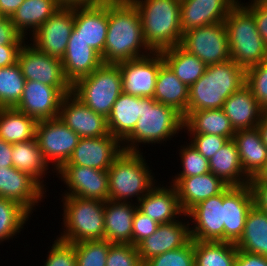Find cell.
I'll use <instances>...</instances> for the list:
<instances>
[{
    "label": "cell",
    "mask_w": 267,
    "mask_h": 266,
    "mask_svg": "<svg viewBox=\"0 0 267 266\" xmlns=\"http://www.w3.org/2000/svg\"><path fill=\"white\" fill-rule=\"evenodd\" d=\"M222 110L235 131L257 127L266 113L246 84L227 98Z\"/></svg>",
    "instance_id": "cell-26"
},
{
    "label": "cell",
    "mask_w": 267,
    "mask_h": 266,
    "mask_svg": "<svg viewBox=\"0 0 267 266\" xmlns=\"http://www.w3.org/2000/svg\"><path fill=\"white\" fill-rule=\"evenodd\" d=\"M64 229L58 239L69 243L105 239L104 201L62 196Z\"/></svg>",
    "instance_id": "cell-7"
},
{
    "label": "cell",
    "mask_w": 267,
    "mask_h": 266,
    "mask_svg": "<svg viewBox=\"0 0 267 266\" xmlns=\"http://www.w3.org/2000/svg\"><path fill=\"white\" fill-rule=\"evenodd\" d=\"M12 162L14 168L27 173L46 189L42 179L44 178L43 175H47L48 172L46 171L50 167L43 157L36 138L12 144Z\"/></svg>",
    "instance_id": "cell-37"
},
{
    "label": "cell",
    "mask_w": 267,
    "mask_h": 266,
    "mask_svg": "<svg viewBox=\"0 0 267 266\" xmlns=\"http://www.w3.org/2000/svg\"><path fill=\"white\" fill-rule=\"evenodd\" d=\"M184 217L190 218L192 240L220 242L224 241L223 192L205 199L191 208Z\"/></svg>",
    "instance_id": "cell-17"
},
{
    "label": "cell",
    "mask_w": 267,
    "mask_h": 266,
    "mask_svg": "<svg viewBox=\"0 0 267 266\" xmlns=\"http://www.w3.org/2000/svg\"><path fill=\"white\" fill-rule=\"evenodd\" d=\"M22 45H0V68L17 63Z\"/></svg>",
    "instance_id": "cell-54"
},
{
    "label": "cell",
    "mask_w": 267,
    "mask_h": 266,
    "mask_svg": "<svg viewBox=\"0 0 267 266\" xmlns=\"http://www.w3.org/2000/svg\"><path fill=\"white\" fill-rule=\"evenodd\" d=\"M122 92V75L118 64L103 63L71 85V93L76 98L106 118Z\"/></svg>",
    "instance_id": "cell-8"
},
{
    "label": "cell",
    "mask_w": 267,
    "mask_h": 266,
    "mask_svg": "<svg viewBox=\"0 0 267 266\" xmlns=\"http://www.w3.org/2000/svg\"><path fill=\"white\" fill-rule=\"evenodd\" d=\"M109 0H58L62 6H74V5H90L103 3Z\"/></svg>",
    "instance_id": "cell-57"
},
{
    "label": "cell",
    "mask_w": 267,
    "mask_h": 266,
    "mask_svg": "<svg viewBox=\"0 0 267 266\" xmlns=\"http://www.w3.org/2000/svg\"><path fill=\"white\" fill-rule=\"evenodd\" d=\"M36 141L44 159L55 173L68 161L80 139L79 135L59 118L38 121Z\"/></svg>",
    "instance_id": "cell-9"
},
{
    "label": "cell",
    "mask_w": 267,
    "mask_h": 266,
    "mask_svg": "<svg viewBox=\"0 0 267 266\" xmlns=\"http://www.w3.org/2000/svg\"><path fill=\"white\" fill-rule=\"evenodd\" d=\"M245 84L267 112V60L246 70Z\"/></svg>",
    "instance_id": "cell-45"
},
{
    "label": "cell",
    "mask_w": 267,
    "mask_h": 266,
    "mask_svg": "<svg viewBox=\"0 0 267 266\" xmlns=\"http://www.w3.org/2000/svg\"><path fill=\"white\" fill-rule=\"evenodd\" d=\"M253 194L254 205L267 213V182L249 181Z\"/></svg>",
    "instance_id": "cell-52"
},
{
    "label": "cell",
    "mask_w": 267,
    "mask_h": 266,
    "mask_svg": "<svg viewBox=\"0 0 267 266\" xmlns=\"http://www.w3.org/2000/svg\"><path fill=\"white\" fill-rule=\"evenodd\" d=\"M73 28L74 6H62L33 33L31 44L49 56L62 59Z\"/></svg>",
    "instance_id": "cell-13"
},
{
    "label": "cell",
    "mask_w": 267,
    "mask_h": 266,
    "mask_svg": "<svg viewBox=\"0 0 267 266\" xmlns=\"http://www.w3.org/2000/svg\"><path fill=\"white\" fill-rule=\"evenodd\" d=\"M170 185H161L162 187L155 185L137 204V208L142 213L158 224L174 222L177 217L179 219L184 215L176 188L174 185Z\"/></svg>",
    "instance_id": "cell-25"
},
{
    "label": "cell",
    "mask_w": 267,
    "mask_h": 266,
    "mask_svg": "<svg viewBox=\"0 0 267 266\" xmlns=\"http://www.w3.org/2000/svg\"><path fill=\"white\" fill-rule=\"evenodd\" d=\"M17 63L26 81H37L55 88H71L65 78L61 59L41 52L31 43L22 45Z\"/></svg>",
    "instance_id": "cell-11"
},
{
    "label": "cell",
    "mask_w": 267,
    "mask_h": 266,
    "mask_svg": "<svg viewBox=\"0 0 267 266\" xmlns=\"http://www.w3.org/2000/svg\"><path fill=\"white\" fill-rule=\"evenodd\" d=\"M254 205L250 185L228 186L223 191L224 242L236 243L244 230L249 210Z\"/></svg>",
    "instance_id": "cell-21"
},
{
    "label": "cell",
    "mask_w": 267,
    "mask_h": 266,
    "mask_svg": "<svg viewBox=\"0 0 267 266\" xmlns=\"http://www.w3.org/2000/svg\"><path fill=\"white\" fill-rule=\"evenodd\" d=\"M143 266H195L194 240L181 248L150 258Z\"/></svg>",
    "instance_id": "cell-44"
},
{
    "label": "cell",
    "mask_w": 267,
    "mask_h": 266,
    "mask_svg": "<svg viewBox=\"0 0 267 266\" xmlns=\"http://www.w3.org/2000/svg\"><path fill=\"white\" fill-rule=\"evenodd\" d=\"M250 181L267 182V160L265 162L264 167L260 170V172L255 177L250 178Z\"/></svg>",
    "instance_id": "cell-59"
},
{
    "label": "cell",
    "mask_w": 267,
    "mask_h": 266,
    "mask_svg": "<svg viewBox=\"0 0 267 266\" xmlns=\"http://www.w3.org/2000/svg\"><path fill=\"white\" fill-rule=\"evenodd\" d=\"M160 52L164 62L188 88L205 73L207 65L180 45L164 49Z\"/></svg>",
    "instance_id": "cell-36"
},
{
    "label": "cell",
    "mask_w": 267,
    "mask_h": 266,
    "mask_svg": "<svg viewBox=\"0 0 267 266\" xmlns=\"http://www.w3.org/2000/svg\"><path fill=\"white\" fill-rule=\"evenodd\" d=\"M108 30V1L74 5V28L69 39H82L101 57Z\"/></svg>",
    "instance_id": "cell-15"
},
{
    "label": "cell",
    "mask_w": 267,
    "mask_h": 266,
    "mask_svg": "<svg viewBox=\"0 0 267 266\" xmlns=\"http://www.w3.org/2000/svg\"><path fill=\"white\" fill-rule=\"evenodd\" d=\"M59 175V176H58ZM68 191L62 196H77L100 201L109 200L108 173L91 167L63 165L57 175Z\"/></svg>",
    "instance_id": "cell-14"
},
{
    "label": "cell",
    "mask_w": 267,
    "mask_h": 266,
    "mask_svg": "<svg viewBox=\"0 0 267 266\" xmlns=\"http://www.w3.org/2000/svg\"><path fill=\"white\" fill-rule=\"evenodd\" d=\"M191 145L210 160L229 140L227 137L214 134H188Z\"/></svg>",
    "instance_id": "cell-48"
},
{
    "label": "cell",
    "mask_w": 267,
    "mask_h": 266,
    "mask_svg": "<svg viewBox=\"0 0 267 266\" xmlns=\"http://www.w3.org/2000/svg\"><path fill=\"white\" fill-rule=\"evenodd\" d=\"M181 130H184V117L180 112L152 97H143L141 117L133 132L122 142V147L124 151L140 152L139 143H163Z\"/></svg>",
    "instance_id": "cell-4"
},
{
    "label": "cell",
    "mask_w": 267,
    "mask_h": 266,
    "mask_svg": "<svg viewBox=\"0 0 267 266\" xmlns=\"http://www.w3.org/2000/svg\"><path fill=\"white\" fill-rule=\"evenodd\" d=\"M210 172L229 186H244L250 178L244 173L238 148L233 139L220 148L209 160Z\"/></svg>",
    "instance_id": "cell-33"
},
{
    "label": "cell",
    "mask_w": 267,
    "mask_h": 266,
    "mask_svg": "<svg viewBox=\"0 0 267 266\" xmlns=\"http://www.w3.org/2000/svg\"><path fill=\"white\" fill-rule=\"evenodd\" d=\"M238 250L267 257V213L255 205L249 210L240 239L235 243Z\"/></svg>",
    "instance_id": "cell-35"
},
{
    "label": "cell",
    "mask_w": 267,
    "mask_h": 266,
    "mask_svg": "<svg viewBox=\"0 0 267 266\" xmlns=\"http://www.w3.org/2000/svg\"><path fill=\"white\" fill-rule=\"evenodd\" d=\"M158 226L156 221L137 208L133 217L132 245L137 246L145 238L151 236Z\"/></svg>",
    "instance_id": "cell-49"
},
{
    "label": "cell",
    "mask_w": 267,
    "mask_h": 266,
    "mask_svg": "<svg viewBox=\"0 0 267 266\" xmlns=\"http://www.w3.org/2000/svg\"><path fill=\"white\" fill-rule=\"evenodd\" d=\"M186 144L187 145H181L179 150L182 171L174 177L185 178L209 173V160L199 153L190 143Z\"/></svg>",
    "instance_id": "cell-43"
},
{
    "label": "cell",
    "mask_w": 267,
    "mask_h": 266,
    "mask_svg": "<svg viewBox=\"0 0 267 266\" xmlns=\"http://www.w3.org/2000/svg\"><path fill=\"white\" fill-rule=\"evenodd\" d=\"M139 11L143 38L153 52L180 45L181 0H130Z\"/></svg>",
    "instance_id": "cell-3"
},
{
    "label": "cell",
    "mask_w": 267,
    "mask_h": 266,
    "mask_svg": "<svg viewBox=\"0 0 267 266\" xmlns=\"http://www.w3.org/2000/svg\"><path fill=\"white\" fill-rule=\"evenodd\" d=\"M137 246L113 243L109 247L106 266H143Z\"/></svg>",
    "instance_id": "cell-46"
},
{
    "label": "cell",
    "mask_w": 267,
    "mask_h": 266,
    "mask_svg": "<svg viewBox=\"0 0 267 266\" xmlns=\"http://www.w3.org/2000/svg\"><path fill=\"white\" fill-rule=\"evenodd\" d=\"M180 46L207 66L231 60L225 22L184 32Z\"/></svg>",
    "instance_id": "cell-10"
},
{
    "label": "cell",
    "mask_w": 267,
    "mask_h": 266,
    "mask_svg": "<svg viewBox=\"0 0 267 266\" xmlns=\"http://www.w3.org/2000/svg\"><path fill=\"white\" fill-rule=\"evenodd\" d=\"M29 217L30 213L19 203L0 197V243L20 233Z\"/></svg>",
    "instance_id": "cell-40"
},
{
    "label": "cell",
    "mask_w": 267,
    "mask_h": 266,
    "mask_svg": "<svg viewBox=\"0 0 267 266\" xmlns=\"http://www.w3.org/2000/svg\"><path fill=\"white\" fill-rule=\"evenodd\" d=\"M237 252L235 243L194 240L195 266H234Z\"/></svg>",
    "instance_id": "cell-39"
},
{
    "label": "cell",
    "mask_w": 267,
    "mask_h": 266,
    "mask_svg": "<svg viewBox=\"0 0 267 266\" xmlns=\"http://www.w3.org/2000/svg\"><path fill=\"white\" fill-rule=\"evenodd\" d=\"M257 128L259 130L263 143L267 147V112L262 116L261 121L257 125Z\"/></svg>",
    "instance_id": "cell-58"
},
{
    "label": "cell",
    "mask_w": 267,
    "mask_h": 266,
    "mask_svg": "<svg viewBox=\"0 0 267 266\" xmlns=\"http://www.w3.org/2000/svg\"><path fill=\"white\" fill-rule=\"evenodd\" d=\"M242 4L253 14L258 32L267 45V0Z\"/></svg>",
    "instance_id": "cell-50"
},
{
    "label": "cell",
    "mask_w": 267,
    "mask_h": 266,
    "mask_svg": "<svg viewBox=\"0 0 267 266\" xmlns=\"http://www.w3.org/2000/svg\"><path fill=\"white\" fill-rule=\"evenodd\" d=\"M112 244L105 239L73 243L77 266H106L109 247Z\"/></svg>",
    "instance_id": "cell-42"
},
{
    "label": "cell",
    "mask_w": 267,
    "mask_h": 266,
    "mask_svg": "<svg viewBox=\"0 0 267 266\" xmlns=\"http://www.w3.org/2000/svg\"><path fill=\"white\" fill-rule=\"evenodd\" d=\"M71 88H55L37 81H26L20 102L14 107L37 121L58 118L63 97Z\"/></svg>",
    "instance_id": "cell-16"
},
{
    "label": "cell",
    "mask_w": 267,
    "mask_h": 266,
    "mask_svg": "<svg viewBox=\"0 0 267 266\" xmlns=\"http://www.w3.org/2000/svg\"><path fill=\"white\" fill-rule=\"evenodd\" d=\"M143 156V152L123 151L114 160L107 170L109 200L130 202L135 197L138 203L158 184Z\"/></svg>",
    "instance_id": "cell-6"
},
{
    "label": "cell",
    "mask_w": 267,
    "mask_h": 266,
    "mask_svg": "<svg viewBox=\"0 0 267 266\" xmlns=\"http://www.w3.org/2000/svg\"><path fill=\"white\" fill-rule=\"evenodd\" d=\"M122 143L111 134L80 138L64 165H79L107 171L124 151Z\"/></svg>",
    "instance_id": "cell-18"
},
{
    "label": "cell",
    "mask_w": 267,
    "mask_h": 266,
    "mask_svg": "<svg viewBox=\"0 0 267 266\" xmlns=\"http://www.w3.org/2000/svg\"><path fill=\"white\" fill-rule=\"evenodd\" d=\"M187 223V224H186ZM181 220L159 224L156 231L137 245L144 264L150 258L183 247L191 240L190 222Z\"/></svg>",
    "instance_id": "cell-23"
},
{
    "label": "cell",
    "mask_w": 267,
    "mask_h": 266,
    "mask_svg": "<svg viewBox=\"0 0 267 266\" xmlns=\"http://www.w3.org/2000/svg\"><path fill=\"white\" fill-rule=\"evenodd\" d=\"M13 167L12 144L0 139V168Z\"/></svg>",
    "instance_id": "cell-55"
},
{
    "label": "cell",
    "mask_w": 267,
    "mask_h": 266,
    "mask_svg": "<svg viewBox=\"0 0 267 266\" xmlns=\"http://www.w3.org/2000/svg\"><path fill=\"white\" fill-rule=\"evenodd\" d=\"M38 121L16 108H0V139L15 144L35 138Z\"/></svg>",
    "instance_id": "cell-38"
},
{
    "label": "cell",
    "mask_w": 267,
    "mask_h": 266,
    "mask_svg": "<svg viewBox=\"0 0 267 266\" xmlns=\"http://www.w3.org/2000/svg\"><path fill=\"white\" fill-rule=\"evenodd\" d=\"M46 190L30 175L14 167L0 168V197L13 200L31 215Z\"/></svg>",
    "instance_id": "cell-20"
},
{
    "label": "cell",
    "mask_w": 267,
    "mask_h": 266,
    "mask_svg": "<svg viewBox=\"0 0 267 266\" xmlns=\"http://www.w3.org/2000/svg\"><path fill=\"white\" fill-rule=\"evenodd\" d=\"M234 266H267V257L238 250Z\"/></svg>",
    "instance_id": "cell-53"
},
{
    "label": "cell",
    "mask_w": 267,
    "mask_h": 266,
    "mask_svg": "<svg viewBox=\"0 0 267 266\" xmlns=\"http://www.w3.org/2000/svg\"><path fill=\"white\" fill-rule=\"evenodd\" d=\"M25 0H0V15L11 18Z\"/></svg>",
    "instance_id": "cell-56"
},
{
    "label": "cell",
    "mask_w": 267,
    "mask_h": 266,
    "mask_svg": "<svg viewBox=\"0 0 267 266\" xmlns=\"http://www.w3.org/2000/svg\"><path fill=\"white\" fill-rule=\"evenodd\" d=\"M61 62L65 78L71 85L103 64L101 55L82 39H69Z\"/></svg>",
    "instance_id": "cell-28"
},
{
    "label": "cell",
    "mask_w": 267,
    "mask_h": 266,
    "mask_svg": "<svg viewBox=\"0 0 267 266\" xmlns=\"http://www.w3.org/2000/svg\"><path fill=\"white\" fill-rule=\"evenodd\" d=\"M188 95L189 88L164 63L157 75L153 98L159 103L175 108L185 118L188 115Z\"/></svg>",
    "instance_id": "cell-32"
},
{
    "label": "cell",
    "mask_w": 267,
    "mask_h": 266,
    "mask_svg": "<svg viewBox=\"0 0 267 266\" xmlns=\"http://www.w3.org/2000/svg\"><path fill=\"white\" fill-rule=\"evenodd\" d=\"M152 52L144 41L141 19L135 5L130 0H109L103 63L118 64Z\"/></svg>",
    "instance_id": "cell-1"
},
{
    "label": "cell",
    "mask_w": 267,
    "mask_h": 266,
    "mask_svg": "<svg viewBox=\"0 0 267 266\" xmlns=\"http://www.w3.org/2000/svg\"><path fill=\"white\" fill-rule=\"evenodd\" d=\"M25 82L18 63L0 68V108H14L20 102Z\"/></svg>",
    "instance_id": "cell-41"
},
{
    "label": "cell",
    "mask_w": 267,
    "mask_h": 266,
    "mask_svg": "<svg viewBox=\"0 0 267 266\" xmlns=\"http://www.w3.org/2000/svg\"><path fill=\"white\" fill-rule=\"evenodd\" d=\"M43 266H77L75 246L56 237Z\"/></svg>",
    "instance_id": "cell-47"
},
{
    "label": "cell",
    "mask_w": 267,
    "mask_h": 266,
    "mask_svg": "<svg viewBox=\"0 0 267 266\" xmlns=\"http://www.w3.org/2000/svg\"><path fill=\"white\" fill-rule=\"evenodd\" d=\"M25 39L28 40L16 30L10 18L0 19V45H23Z\"/></svg>",
    "instance_id": "cell-51"
},
{
    "label": "cell",
    "mask_w": 267,
    "mask_h": 266,
    "mask_svg": "<svg viewBox=\"0 0 267 266\" xmlns=\"http://www.w3.org/2000/svg\"><path fill=\"white\" fill-rule=\"evenodd\" d=\"M184 214L200 202L222 193L229 185L211 172L185 178H172Z\"/></svg>",
    "instance_id": "cell-24"
},
{
    "label": "cell",
    "mask_w": 267,
    "mask_h": 266,
    "mask_svg": "<svg viewBox=\"0 0 267 266\" xmlns=\"http://www.w3.org/2000/svg\"><path fill=\"white\" fill-rule=\"evenodd\" d=\"M238 0H181L182 32L224 22Z\"/></svg>",
    "instance_id": "cell-22"
},
{
    "label": "cell",
    "mask_w": 267,
    "mask_h": 266,
    "mask_svg": "<svg viewBox=\"0 0 267 266\" xmlns=\"http://www.w3.org/2000/svg\"><path fill=\"white\" fill-rule=\"evenodd\" d=\"M61 7L58 0H25L10 19L16 30L27 37L28 31L33 35Z\"/></svg>",
    "instance_id": "cell-31"
},
{
    "label": "cell",
    "mask_w": 267,
    "mask_h": 266,
    "mask_svg": "<svg viewBox=\"0 0 267 266\" xmlns=\"http://www.w3.org/2000/svg\"><path fill=\"white\" fill-rule=\"evenodd\" d=\"M136 209L137 203L104 201L105 240L110 243L132 244L133 217Z\"/></svg>",
    "instance_id": "cell-27"
},
{
    "label": "cell",
    "mask_w": 267,
    "mask_h": 266,
    "mask_svg": "<svg viewBox=\"0 0 267 266\" xmlns=\"http://www.w3.org/2000/svg\"><path fill=\"white\" fill-rule=\"evenodd\" d=\"M233 140L237 145L244 173L249 178L255 177L267 160V147L258 128L236 130Z\"/></svg>",
    "instance_id": "cell-29"
},
{
    "label": "cell",
    "mask_w": 267,
    "mask_h": 266,
    "mask_svg": "<svg viewBox=\"0 0 267 266\" xmlns=\"http://www.w3.org/2000/svg\"><path fill=\"white\" fill-rule=\"evenodd\" d=\"M246 83V70L233 60L207 66L189 87L188 114L196 110L222 109L227 98Z\"/></svg>",
    "instance_id": "cell-2"
},
{
    "label": "cell",
    "mask_w": 267,
    "mask_h": 266,
    "mask_svg": "<svg viewBox=\"0 0 267 266\" xmlns=\"http://www.w3.org/2000/svg\"><path fill=\"white\" fill-rule=\"evenodd\" d=\"M58 118L80 138L109 135L107 118L94 112L72 93L63 97Z\"/></svg>",
    "instance_id": "cell-19"
},
{
    "label": "cell",
    "mask_w": 267,
    "mask_h": 266,
    "mask_svg": "<svg viewBox=\"0 0 267 266\" xmlns=\"http://www.w3.org/2000/svg\"><path fill=\"white\" fill-rule=\"evenodd\" d=\"M141 117V97L121 93L107 117L108 129L121 143L133 132Z\"/></svg>",
    "instance_id": "cell-30"
},
{
    "label": "cell",
    "mask_w": 267,
    "mask_h": 266,
    "mask_svg": "<svg viewBox=\"0 0 267 266\" xmlns=\"http://www.w3.org/2000/svg\"><path fill=\"white\" fill-rule=\"evenodd\" d=\"M161 52L118 63L122 75V91L137 97H152L160 67L164 64Z\"/></svg>",
    "instance_id": "cell-12"
},
{
    "label": "cell",
    "mask_w": 267,
    "mask_h": 266,
    "mask_svg": "<svg viewBox=\"0 0 267 266\" xmlns=\"http://www.w3.org/2000/svg\"><path fill=\"white\" fill-rule=\"evenodd\" d=\"M184 130L190 134H214L233 139L235 130L222 109L191 111L184 118Z\"/></svg>",
    "instance_id": "cell-34"
},
{
    "label": "cell",
    "mask_w": 267,
    "mask_h": 266,
    "mask_svg": "<svg viewBox=\"0 0 267 266\" xmlns=\"http://www.w3.org/2000/svg\"><path fill=\"white\" fill-rule=\"evenodd\" d=\"M231 60L242 68L267 60V45L260 36L253 14L238 0L225 19Z\"/></svg>",
    "instance_id": "cell-5"
}]
</instances>
